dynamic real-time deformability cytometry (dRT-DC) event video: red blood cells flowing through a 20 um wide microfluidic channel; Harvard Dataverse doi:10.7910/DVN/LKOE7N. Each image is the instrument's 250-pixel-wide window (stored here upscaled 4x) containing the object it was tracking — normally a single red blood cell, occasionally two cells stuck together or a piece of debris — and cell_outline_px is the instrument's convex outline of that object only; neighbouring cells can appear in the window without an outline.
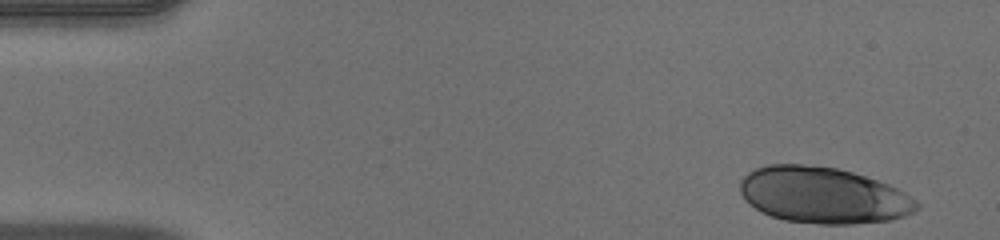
{"species": "human", "species_latin": "Homo sapiens", "temperature_condition": "warm", "stored_images_in_passage": 48, "segment_of_instrument_passage": [1, 2], "camera_frame_rate_fps": 3000, "um_per_image_px": 0.085, "donor": {"sex": "male"}, "frame": {"image": 1, "passage_image": 1, "time_ms": 0.0, "image_size_px": [1000, 240], "cell_outline_px": [[920, 208], [904, 216], [892, 220], [852, 224], [820, 224], [784, 220], [772, 216], [756, 208], [740, 192], [740, 180], [748, 172], [756, 168], [768, 164], [800, 164], [836, 168], [852, 172], [888, 184], [904, 192], [916, 200], [920, 204]], "centroid_in_image_um": [69.99, 16.6], "position_along_channel_um": 15.0, "area_um2": 57.63}}
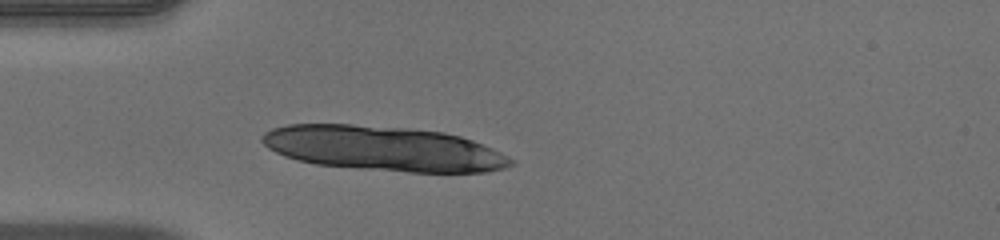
{"frame": {"image": 2, "passage_image": 12, "time_ms": 3.667, "image_size_px": [1000, 240], "cell_outline_px": [[516, 164], [504, 168], [488, 172], [408, 172], [360, 168], [316, 164], [296, 160], [284, 156], [268, 148], [260, 140], [260, 136], [264, 132], [272, 128], [288, 124], [352, 124], [408, 128], [444, 132], [460, 136], [472, 140], [492, 148], [516, 160]], "centroid_in_image_um": [32.6, 12.62], "position_along_channel_um": 52.4, "area_um2": 65.14}}